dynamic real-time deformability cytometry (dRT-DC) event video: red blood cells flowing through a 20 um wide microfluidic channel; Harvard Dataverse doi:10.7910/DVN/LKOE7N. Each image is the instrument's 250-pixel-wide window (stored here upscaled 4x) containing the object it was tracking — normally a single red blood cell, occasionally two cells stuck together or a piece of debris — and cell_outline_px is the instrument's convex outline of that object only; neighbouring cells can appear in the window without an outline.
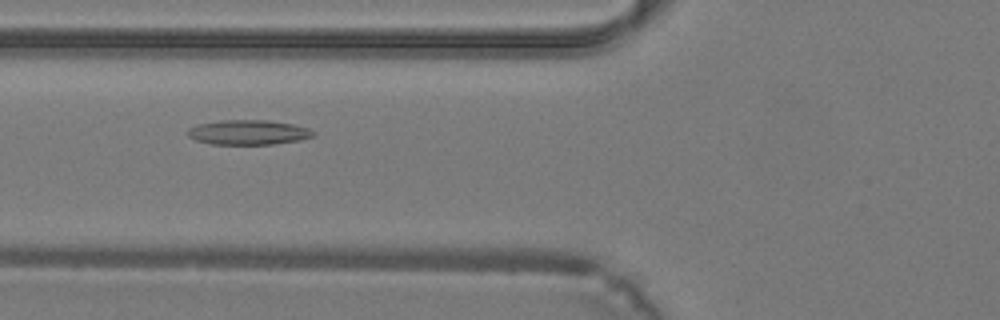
{"species": "common noctule bat (a hibernating species)", "species_latin": "Nyctalus noctula", "temperature_condition": "warm", "stored_images_in_passage": 28, "camera_frame_rate_fps": 3000, "um_per_image_px": 0.085, "animal": {"sex": "male", "body_mass_g": 19.2, "forearm_length_mm": 51.8}, "frame": {"image": 1, "passage_image": 4, "time_ms": 1.0, "image_size_px": [1000, 320], "cell_outline_px": [[316, 132], [312, 136], [300, 140], [276, 144], [212, 144], [196, 140], [188, 136], [188, 128], [200, 124], [220, 120], [268, 120], [292, 124], [308, 128]], "centroid_in_image_um": [21.12, 11.25], "position_along_channel_um": 104.7, "area_um2": 18.03}}
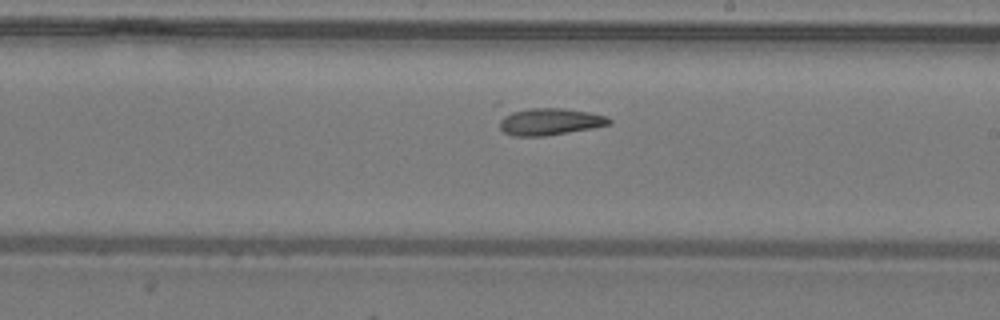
{"frame": {"image": 2, "passage_image": 12, "time_ms": 3.667, "image_size_px": [1000, 320], "cell_outline_px": [[612, 124], [592, 128], [544, 136], [512, 136], [504, 132], [500, 128], [500, 120], [508, 108], [560, 108], [588, 112], [608, 116], [612, 120]], "centroid_in_image_um": [46.66, 10.32], "position_along_channel_um": 242.3, "area_um2": 17.63}}
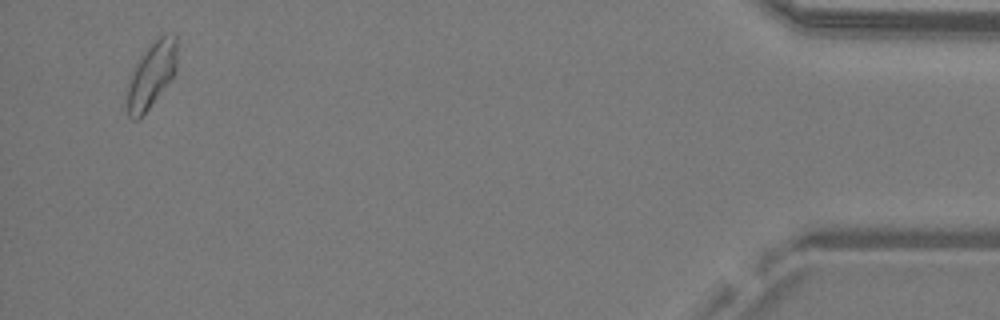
{"frame": {"image": 3, "passage_image": 27, "time_ms": 8.667, "image_size_px": [1000, 320], "cell_outline_px": [[176, 72], [148, 108], [136, 120], [132, 120], [128, 116], [128, 84], [132, 72], [140, 56], [160, 36], [176, 32]], "centroid_in_image_um": [12.89, 6.33], "position_along_channel_um": 422.3, "area_um2": 18.44}}